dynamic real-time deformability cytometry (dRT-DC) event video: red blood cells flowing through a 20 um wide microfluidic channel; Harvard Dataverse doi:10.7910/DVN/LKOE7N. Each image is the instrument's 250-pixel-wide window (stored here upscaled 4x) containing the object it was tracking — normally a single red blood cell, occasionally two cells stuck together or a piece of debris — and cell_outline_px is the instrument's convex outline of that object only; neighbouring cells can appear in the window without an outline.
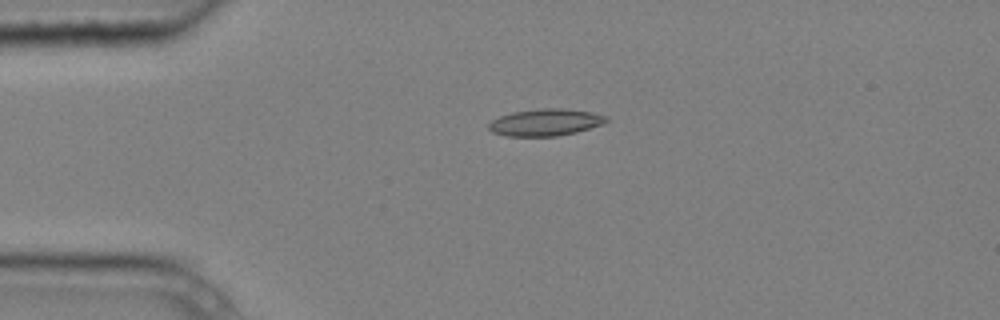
{"species": "common noctule bat (a hibernating species)", "species_latin": "Nyctalus noctula", "temperature_condition": "cold", "stored_images_in_passage": 5, "camera_frame_rate_fps": 3000, "um_per_image_px": 0.085, "animal": {"sex": "male", "body_mass_g": 20.4}, "frame": {"image": 1, "passage_image": 4, "time_ms": 1.0, "image_size_px": [1000, 320], "cell_outline_px": [[608, 120], [604, 124], [576, 132], [556, 136], [508, 136], [492, 132], [488, 128], [488, 124], [492, 120], [500, 116], [512, 112], [540, 108], [560, 108], [592, 112], [608, 116]], "centroid_in_image_um": [46.37, 10.39], "position_along_channel_um": 38.6, "area_um2": 18.5}}